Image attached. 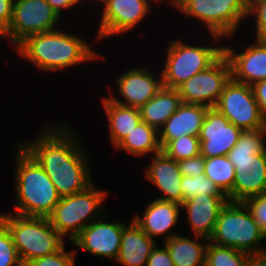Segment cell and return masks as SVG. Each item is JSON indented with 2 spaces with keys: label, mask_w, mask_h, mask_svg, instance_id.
Returning a JSON list of instances; mask_svg holds the SVG:
<instances>
[{
  "label": "cell",
  "mask_w": 266,
  "mask_h": 266,
  "mask_svg": "<svg viewBox=\"0 0 266 266\" xmlns=\"http://www.w3.org/2000/svg\"><path fill=\"white\" fill-rule=\"evenodd\" d=\"M150 164L145 167V177L149 183H152L162 193L161 200L183 203V194L181 191L182 175L177 161L167 157L162 151L150 156Z\"/></svg>",
  "instance_id": "obj_20"
},
{
  "label": "cell",
  "mask_w": 266,
  "mask_h": 266,
  "mask_svg": "<svg viewBox=\"0 0 266 266\" xmlns=\"http://www.w3.org/2000/svg\"><path fill=\"white\" fill-rule=\"evenodd\" d=\"M7 226L25 266L33 259L44 257L65 247L64 237L51 225L47 217H25L17 214H0Z\"/></svg>",
  "instance_id": "obj_5"
},
{
  "label": "cell",
  "mask_w": 266,
  "mask_h": 266,
  "mask_svg": "<svg viewBox=\"0 0 266 266\" xmlns=\"http://www.w3.org/2000/svg\"><path fill=\"white\" fill-rule=\"evenodd\" d=\"M266 235L244 202L229 201L219 212L209 242L245 253L266 251ZM260 243V244H259Z\"/></svg>",
  "instance_id": "obj_6"
},
{
  "label": "cell",
  "mask_w": 266,
  "mask_h": 266,
  "mask_svg": "<svg viewBox=\"0 0 266 266\" xmlns=\"http://www.w3.org/2000/svg\"><path fill=\"white\" fill-rule=\"evenodd\" d=\"M73 34L59 28L33 34L20 42L15 50L22 59L46 72L64 71L101 58L87 40Z\"/></svg>",
  "instance_id": "obj_2"
},
{
  "label": "cell",
  "mask_w": 266,
  "mask_h": 266,
  "mask_svg": "<svg viewBox=\"0 0 266 266\" xmlns=\"http://www.w3.org/2000/svg\"><path fill=\"white\" fill-rule=\"evenodd\" d=\"M214 108L242 130L266 129V119L250 85L231 78Z\"/></svg>",
  "instance_id": "obj_11"
},
{
  "label": "cell",
  "mask_w": 266,
  "mask_h": 266,
  "mask_svg": "<svg viewBox=\"0 0 266 266\" xmlns=\"http://www.w3.org/2000/svg\"><path fill=\"white\" fill-rule=\"evenodd\" d=\"M100 99L108 120L109 139L115 148L142 121L140 110L115 103L106 96Z\"/></svg>",
  "instance_id": "obj_23"
},
{
  "label": "cell",
  "mask_w": 266,
  "mask_h": 266,
  "mask_svg": "<svg viewBox=\"0 0 266 266\" xmlns=\"http://www.w3.org/2000/svg\"><path fill=\"white\" fill-rule=\"evenodd\" d=\"M172 8L186 17L200 20L209 34L231 38L247 18L245 0H176Z\"/></svg>",
  "instance_id": "obj_9"
},
{
  "label": "cell",
  "mask_w": 266,
  "mask_h": 266,
  "mask_svg": "<svg viewBox=\"0 0 266 266\" xmlns=\"http://www.w3.org/2000/svg\"><path fill=\"white\" fill-rule=\"evenodd\" d=\"M161 151L175 161H181L200 154L199 136L185 135L169 141Z\"/></svg>",
  "instance_id": "obj_30"
},
{
  "label": "cell",
  "mask_w": 266,
  "mask_h": 266,
  "mask_svg": "<svg viewBox=\"0 0 266 266\" xmlns=\"http://www.w3.org/2000/svg\"><path fill=\"white\" fill-rule=\"evenodd\" d=\"M247 253L209 242L206 248L205 266H245Z\"/></svg>",
  "instance_id": "obj_28"
},
{
  "label": "cell",
  "mask_w": 266,
  "mask_h": 266,
  "mask_svg": "<svg viewBox=\"0 0 266 266\" xmlns=\"http://www.w3.org/2000/svg\"><path fill=\"white\" fill-rule=\"evenodd\" d=\"M105 199L107 191L97 189L92 183L81 192L61 197L47 218L58 233L64 238L69 236L71 242L86 226L104 216Z\"/></svg>",
  "instance_id": "obj_8"
},
{
  "label": "cell",
  "mask_w": 266,
  "mask_h": 266,
  "mask_svg": "<svg viewBox=\"0 0 266 266\" xmlns=\"http://www.w3.org/2000/svg\"><path fill=\"white\" fill-rule=\"evenodd\" d=\"M245 266H266V251L247 253V261Z\"/></svg>",
  "instance_id": "obj_40"
},
{
  "label": "cell",
  "mask_w": 266,
  "mask_h": 266,
  "mask_svg": "<svg viewBox=\"0 0 266 266\" xmlns=\"http://www.w3.org/2000/svg\"><path fill=\"white\" fill-rule=\"evenodd\" d=\"M76 250L66 251L65 247L53 254L31 260L25 266H75Z\"/></svg>",
  "instance_id": "obj_32"
},
{
  "label": "cell",
  "mask_w": 266,
  "mask_h": 266,
  "mask_svg": "<svg viewBox=\"0 0 266 266\" xmlns=\"http://www.w3.org/2000/svg\"><path fill=\"white\" fill-rule=\"evenodd\" d=\"M144 65L138 69L129 68L127 71L117 75L114 82L117 86V98L112 95L109 89V98L118 104L140 109L162 88V73L159 76L153 75ZM122 100V101H121Z\"/></svg>",
  "instance_id": "obj_14"
},
{
  "label": "cell",
  "mask_w": 266,
  "mask_h": 266,
  "mask_svg": "<svg viewBox=\"0 0 266 266\" xmlns=\"http://www.w3.org/2000/svg\"><path fill=\"white\" fill-rule=\"evenodd\" d=\"M261 40L266 44V35Z\"/></svg>",
  "instance_id": "obj_43"
},
{
  "label": "cell",
  "mask_w": 266,
  "mask_h": 266,
  "mask_svg": "<svg viewBox=\"0 0 266 266\" xmlns=\"http://www.w3.org/2000/svg\"><path fill=\"white\" fill-rule=\"evenodd\" d=\"M53 123L44 125L31 141L19 144L42 166L60 197L71 196L94 182L89 157L74 129L63 122Z\"/></svg>",
  "instance_id": "obj_1"
},
{
  "label": "cell",
  "mask_w": 266,
  "mask_h": 266,
  "mask_svg": "<svg viewBox=\"0 0 266 266\" xmlns=\"http://www.w3.org/2000/svg\"><path fill=\"white\" fill-rule=\"evenodd\" d=\"M177 163L182 176L196 177L197 175L204 174L205 157L201 154L192 158L177 161Z\"/></svg>",
  "instance_id": "obj_35"
},
{
  "label": "cell",
  "mask_w": 266,
  "mask_h": 266,
  "mask_svg": "<svg viewBox=\"0 0 266 266\" xmlns=\"http://www.w3.org/2000/svg\"><path fill=\"white\" fill-rule=\"evenodd\" d=\"M211 36L215 41L213 46H201V43L189 45L188 42L179 39L168 44L165 65L163 70H160L163 87L176 89L195 74L207 69L224 53V45L215 44L223 38L213 34Z\"/></svg>",
  "instance_id": "obj_7"
},
{
  "label": "cell",
  "mask_w": 266,
  "mask_h": 266,
  "mask_svg": "<svg viewBox=\"0 0 266 266\" xmlns=\"http://www.w3.org/2000/svg\"><path fill=\"white\" fill-rule=\"evenodd\" d=\"M247 5V18L254 17L255 19V32L257 40H261L266 35V0L255 3H246Z\"/></svg>",
  "instance_id": "obj_33"
},
{
  "label": "cell",
  "mask_w": 266,
  "mask_h": 266,
  "mask_svg": "<svg viewBox=\"0 0 266 266\" xmlns=\"http://www.w3.org/2000/svg\"><path fill=\"white\" fill-rule=\"evenodd\" d=\"M228 202L227 196L203 194L183 202L181 209L183 213L186 211V223L188 222L191 226L192 234L209 240L219 212Z\"/></svg>",
  "instance_id": "obj_19"
},
{
  "label": "cell",
  "mask_w": 266,
  "mask_h": 266,
  "mask_svg": "<svg viewBox=\"0 0 266 266\" xmlns=\"http://www.w3.org/2000/svg\"><path fill=\"white\" fill-rule=\"evenodd\" d=\"M14 0H0V34L9 27L13 16Z\"/></svg>",
  "instance_id": "obj_37"
},
{
  "label": "cell",
  "mask_w": 266,
  "mask_h": 266,
  "mask_svg": "<svg viewBox=\"0 0 266 266\" xmlns=\"http://www.w3.org/2000/svg\"><path fill=\"white\" fill-rule=\"evenodd\" d=\"M182 104L177 89L163 87L139 110L141 119L159 130Z\"/></svg>",
  "instance_id": "obj_25"
},
{
  "label": "cell",
  "mask_w": 266,
  "mask_h": 266,
  "mask_svg": "<svg viewBox=\"0 0 266 266\" xmlns=\"http://www.w3.org/2000/svg\"><path fill=\"white\" fill-rule=\"evenodd\" d=\"M146 266H175L168 250L164 247L156 246L152 249L148 257Z\"/></svg>",
  "instance_id": "obj_36"
},
{
  "label": "cell",
  "mask_w": 266,
  "mask_h": 266,
  "mask_svg": "<svg viewBox=\"0 0 266 266\" xmlns=\"http://www.w3.org/2000/svg\"><path fill=\"white\" fill-rule=\"evenodd\" d=\"M208 108L200 104L182 103L158 130L161 149L173 139L185 135L199 136Z\"/></svg>",
  "instance_id": "obj_21"
},
{
  "label": "cell",
  "mask_w": 266,
  "mask_h": 266,
  "mask_svg": "<svg viewBox=\"0 0 266 266\" xmlns=\"http://www.w3.org/2000/svg\"><path fill=\"white\" fill-rule=\"evenodd\" d=\"M263 0H245L246 3H255V2H261Z\"/></svg>",
  "instance_id": "obj_41"
},
{
  "label": "cell",
  "mask_w": 266,
  "mask_h": 266,
  "mask_svg": "<svg viewBox=\"0 0 266 266\" xmlns=\"http://www.w3.org/2000/svg\"><path fill=\"white\" fill-rule=\"evenodd\" d=\"M0 266H23L7 226L0 220Z\"/></svg>",
  "instance_id": "obj_31"
},
{
  "label": "cell",
  "mask_w": 266,
  "mask_h": 266,
  "mask_svg": "<svg viewBox=\"0 0 266 266\" xmlns=\"http://www.w3.org/2000/svg\"><path fill=\"white\" fill-rule=\"evenodd\" d=\"M244 204L248 207L254 220L266 235V193L248 198Z\"/></svg>",
  "instance_id": "obj_34"
},
{
  "label": "cell",
  "mask_w": 266,
  "mask_h": 266,
  "mask_svg": "<svg viewBox=\"0 0 266 266\" xmlns=\"http://www.w3.org/2000/svg\"><path fill=\"white\" fill-rule=\"evenodd\" d=\"M100 2L101 19L96 40L121 35L134 29L151 12V0H96ZM156 5L158 0H152ZM140 22V23H139Z\"/></svg>",
  "instance_id": "obj_13"
},
{
  "label": "cell",
  "mask_w": 266,
  "mask_h": 266,
  "mask_svg": "<svg viewBox=\"0 0 266 266\" xmlns=\"http://www.w3.org/2000/svg\"><path fill=\"white\" fill-rule=\"evenodd\" d=\"M246 49L237 52L234 48L224 46L232 79L236 82L252 86L266 79V44L262 40H254Z\"/></svg>",
  "instance_id": "obj_17"
},
{
  "label": "cell",
  "mask_w": 266,
  "mask_h": 266,
  "mask_svg": "<svg viewBox=\"0 0 266 266\" xmlns=\"http://www.w3.org/2000/svg\"><path fill=\"white\" fill-rule=\"evenodd\" d=\"M160 3H162V0H158ZM164 1V0H163ZM168 2H169V4H170V6L176 1V0H167Z\"/></svg>",
  "instance_id": "obj_42"
},
{
  "label": "cell",
  "mask_w": 266,
  "mask_h": 266,
  "mask_svg": "<svg viewBox=\"0 0 266 266\" xmlns=\"http://www.w3.org/2000/svg\"><path fill=\"white\" fill-rule=\"evenodd\" d=\"M181 212L180 204L154 198L151 202H147L142 217L134 213L132 219L151 239L156 240L155 237L166 234L164 239L166 241L179 235L172 228L179 222Z\"/></svg>",
  "instance_id": "obj_18"
},
{
  "label": "cell",
  "mask_w": 266,
  "mask_h": 266,
  "mask_svg": "<svg viewBox=\"0 0 266 266\" xmlns=\"http://www.w3.org/2000/svg\"><path fill=\"white\" fill-rule=\"evenodd\" d=\"M132 156L141 157L155 155L161 152L158 130L141 121L121 142L115 147Z\"/></svg>",
  "instance_id": "obj_26"
},
{
  "label": "cell",
  "mask_w": 266,
  "mask_h": 266,
  "mask_svg": "<svg viewBox=\"0 0 266 266\" xmlns=\"http://www.w3.org/2000/svg\"><path fill=\"white\" fill-rule=\"evenodd\" d=\"M50 6L59 14L62 15L66 10H72V7H76L85 0H46ZM65 10V11H64Z\"/></svg>",
  "instance_id": "obj_39"
},
{
  "label": "cell",
  "mask_w": 266,
  "mask_h": 266,
  "mask_svg": "<svg viewBox=\"0 0 266 266\" xmlns=\"http://www.w3.org/2000/svg\"><path fill=\"white\" fill-rule=\"evenodd\" d=\"M242 131L216 108H208L199 134L200 154L205 158L228 155Z\"/></svg>",
  "instance_id": "obj_16"
},
{
  "label": "cell",
  "mask_w": 266,
  "mask_h": 266,
  "mask_svg": "<svg viewBox=\"0 0 266 266\" xmlns=\"http://www.w3.org/2000/svg\"><path fill=\"white\" fill-rule=\"evenodd\" d=\"M204 173L226 195L233 189L235 167L227 155L205 158Z\"/></svg>",
  "instance_id": "obj_27"
},
{
  "label": "cell",
  "mask_w": 266,
  "mask_h": 266,
  "mask_svg": "<svg viewBox=\"0 0 266 266\" xmlns=\"http://www.w3.org/2000/svg\"><path fill=\"white\" fill-rule=\"evenodd\" d=\"M255 99L257 100L261 112L266 119V79L252 85Z\"/></svg>",
  "instance_id": "obj_38"
},
{
  "label": "cell",
  "mask_w": 266,
  "mask_h": 266,
  "mask_svg": "<svg viewBox=\"0 0 266 266\" xmlns=\"http://www.w3.org/2000/svg\"><path fill=\"white\" fill-rule=\"evenodd\" d=\"M193 239L179 234L163 242L175 266H205L209 240L200 236Z\"/></svg>",
  "instance_id": "obj_24"
},
{
  "label": "cell",
  "mask_w": 266,
  "mask_h": 266,
  "mask_svg": "<svg viewBox=\"0 0 266 266\" xmlns=\"http://www.w3.org/2000/svg\"><path fill=\"white\" fill-rule=\"evenodd\" d=\"M60 19L46 0H14L12 20L2 39L16 47L28 36L58 29Z\"/></svg>",
  "instance_id": "obj_10"
},
{
  "label": "cell",
  "mask_w": 266,
  "mask_h": 266,
  "mask_svg": "<svg viewBox=\"0 0 266 266\" xmlns=\"http://www.w3.org/2000/svg\"><path fill=\"white\" fill-rule=\"evenodd\" d=\"M15 158L14 214L25 217H48L60 201L56 187L42 166L20 144Z\"/></svg>",
  "instance_id": "obj_3"
},
{
  "label": "cell",
  "mask_w": 266,
  "mask_h": 266,
  "mask_svg": "<svg viewBox=\"0 0 266 266\" xmlns=\"http://www.w3.org/2000/svg\"><path fill=\"white\" fill-rule=\"evenodd\" d=\"M231 67L223 53L207 69L195 74L176 89L182 103L215 107L225 85L230 81Z\"/></svg>",
  "instance_id": "obj_12"
},
{
  "label": "cell",
  "mask_w": 266,
  "mask_h": 266,
  "mask_svg": "<svg viewBox=\"0 0 266 266\" xmlns=\"http://www.w3.org/2000/svg\"><path fill=\"white\" fill-rule=\"evenodd\" d=\"M156 241L151 239L135 222L127 224L121 236L120 251L115 263L124 266H146Z\"/></svg>",
  "instance_id": "obj_22"
},
{
  "label": "cell",
  "mask_w": 266,
  "mask_h": 266,
  "mask_svg": "<svg viewBox=\"0 0 266 266\" xmlns=\"http://www.w3.org/2000/svg\"><path fill=\"white\" fill-rule=\"evenodd\" d=\"M180 186L183 194V202L201 194L227 196L220 187L205 176V173L196 177L183 176Z\"/></svg>",
  "instance_id": "obj_29"
},
{
  "label": "cell",
  "mask_w": 266,
  "mask_h": 266,
  "mask_svg": "<svg viewBox=\"0 0 266 266\" xmlns=\"http://www.w3.org/2000/svg\"><path fill=\"white\" fill-rule=\"evenodd\" d=\"M105 216L104 214V220L101 217L86 226L71 241V244L95 256L116 261L120 251L123 229L127 224L117 220L107 221Z\"/></svg>",
  "instance_id": "obj_15"
},
{
  "label": "cell",
  "mask_w": 266,
  "mask_h": 266,
  "mask_svg": "<svg viewBox=\"0 0 266 266\" xmlns=\"http://www.w3.org/2000/svg\"><path fill=\"white\" fill-rule=\"evenodd\" d=\"M266 129L243 130L228 158L235 167L233 189L227 194L231 202L266 193Z\"/></svg>",
  "instance_id": "obj_4"
}]
</instances>
